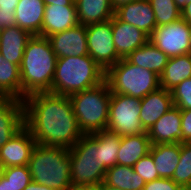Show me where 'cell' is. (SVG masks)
I'll use <instances>...</instances> for the list:
<instances>
[{"label": "cell", "instance_id": "31", "mask_svg": "<svg viewBox=\"0 0 191 190\" xmlns=\"http://www.w3.org/2000/svg\"><path fill=\"white\" fill-rule=\"evenodd\" d=\"M2 175L11 183L13 190H24L32 181L28 165L3 168Z\"/></svg>", "mask_w": 191, "mask_h": 190}, {"label": "cell", "instance_id": "18", "mask_svg": "<svg viewBox=\"0 0 191 190\" xmlns=\"http://www.w3.org/2000/svg\"><path fill=\"white\" fill-rule=\"evenodd\" d=\"M181 110L173 106L147 131L152 145L182 143Z\"/></svg>", "mask_w": 191, "mask_h": 190}, {"label": "cell", "instance_id": "27", "mask_svg": "<svg viewBox=\"0 0 191 190\" xmlns=\"http://www.w3.org/2000/svg\"><path fill=\"white\" fill-rule=\"evenodd\" d=\"M0 97L21 100V75L19 65L4 59L0 54Z\"/></svg>", "mask_w": 191, "mask_h": 190}, {"label": "cell", "instance_id": "24", "mask_svg": "<svg viewBox=\"0 0 191 190\" xmlns=\"http://www.w3.org/2000/svg\"><path fill=\"white\" fill-rule=\"evenodd\" d=\"M125 59L131 64L146 68L160 76L169 57L151 41H148L140 48L135 49Z\"/></svg>", "mask_w": 191, "mask_h": 190}, {"label": "cell", "instance_id": "29", "mask_svg": "<svg viewBox=\"0 0 191 190\" xmlns=\"http://www.w3.org/2000/svg\"><path fill=\"white\" fill-rule=\"evenodd\" d=\"M171 179L183 189H191V142L181 143L180 161Z\"/></svg>", "mask_w": 191, "mask_h": 190}, {"label": "cell", "instance_id": "1", "mask_svg": "<svg viewBox=\"0 0 191 190\" xmlns=\"http://www.w3.org/2000/svg\"><path fill=\"white\" fill-rule=\"evenodd\" d=\"M24 127L37 144L72 148L83 136L68 96L51 92L23 100Z\"/></svg>", "mask_w": 191, "mask_h": 190}, {"label": "cell", "instance_id": "30", "mask_svg": "<svg viewBox=\"0 0 191 190\" xmlns=\"http://www.w3.org/2000/svg\"><path fill=\"white\" fill-rule=\"evenodd\" d=\"M155 14L157 26L175 22L181 18V11L174 0H149Z\"/></svg>", "mask_w": 191, "mask_h": 190}, {"label": "cell", "instance_id": "41", "mask_svg": "<svg viewBox=\"0 0 191 190\" xmlns=\"http://www.w3.org/2000/svg\"><path fill=\"white\" fill-rule=\"evenodd\" d=\"M45 5H56L58 3H64V4H75V0H43Z\"/></svg>", "mask_w": 191, "mask_h": 190}, {"label": "cell", "instance_id": "12", "mask_svg": "<svg viewBox=\"0 0 191 190\" xmlns=\"http://www.w3.org/2000/svg\"><path fill=\"white\" fill-rule=\"evenodd\" d=\"M57 58L88 55L86 26L78 24L47 37Z\"/></svg>", "mask_w": 191, "mask_h": 190}, {"label": "cell", "instance_id": "5", "mask_svg": "<svg viewBox=\"0 0 191 190\" xmlns=\"http://www.w3.org/2000/svg\"><path fill=\"white\" fill-rule=\"evenodd\" d=\"M68 97L83 135L100 132L107 128L111 92L106 81Z\"/></svg>", "mask_w": 191, "mask_h": 190}, {"label": "cell", "instance_id": "40", "mask_svg": "<svg viewBox=\"0 0 191 190\" xmlns=\"http://www.w3.org/2000/svg\"><path fill=\"white\" fill-rule=\"evenodd\" d=\"M0 190H13L11 183L3 175L0 178Z\"/></svg>", "mask_w": 191, "mask_h": 190}, {"label": "cell", "instance_id": "28", "mask_svg": "<svg viewBox=\"0 0 191 190\" xmlns=\"http://www.w3.org/2000/svg\"><path fill=\"white\" fill-rule=\"evenodd\" d=\"M97 137V147L100 149L101 165L107 170L117 164V156L121 136L108 129L93 133Z\"/></svg>", "mask_w": 191, "mask_h": 190}, {"label": "cell", "instance_id": "21", "mask_svg": "<svg viewBox=\"0 0 191 190\" xmlns=\"http://www.w3.org/2000/svg\"><path fill=\"white\" fill-rule=\"evenodd\" d=\"M151 145L147 132L122 136L117 164L133 167L143 156L150 152Z\"/></svg>", "mask_w": 191, "mask_h": 190}, {"label": "cell", "instance_id": "19", "mask_svg": "<svg viewBox=\"0 0 191 190\" xmlns=\"http://www.w3.org/2000/svg\"><path fill=\"white\" fill-rule=\"evenodd\" d=\"M32 35L18 25L1 30L0 54L9 62L21 64L26 44Z\"/></svg>", "mask_w": 191, "mask_h": 190}, {"label": "cell", "instance_id": "16", "mask_svg": "<svg viewBox=\"0 0 191 190\" xmlns=\"http://www.w3.org/2000/svg\"><path fill=\"white\" fill-rule=\"evenodd\" d=\"M140 106V122L147 132L174 105L171 92L160 87L142 98Z\"/></svg>", "mask_w": 191, "mask_h": 190}, {"label": "cell", "instance_id": "44", "mask_svg": "<svg viewBox=\"0 0 191 190\" xmlns=\"http://www.w3.org/2000/svg\"><path fill=\"white\" fill-rule=\"evenodd\" d=\"M99 190H120L118 188H114L111 186L106 185L104 182L100 184Z\"/></svg>", "mask_w": 191, "mask_h": 190}, {"label": "cell", "instance_id": "36", "mask_svg": "<svg viewBox=\"0 0 191 190\" xmlns=\"http://www.w3.org/2000/svg\"><path fill=\"white\" fill-rule=\"evenodd\" d=\"M182 143L191 142V109L181 110Z\"/></svg>", "mask_w": 191, "mask_h": 190}, {"label": "cell", "instance_id": "34", "mask_svg": "<svg viewBox=\"0 0 191 190\" xmlns=\"http://www.w3.org/2000/svg\"><path fill=\"white\" fill-rule=\"evenodd\" d=\"M19 0H0V30L16 25L15 10Z\"/></svg>", "mask_w": 191, "mask_h": 190}, {"label": "cell", "instance_id": "14", "mask_svg": "<svg viewBox=\"0 0 191 190\" xmlns=\"http://www.w3.org/2000/svg\"><path fill=\"white\" fill-rule=\"evenodd\" d=\"M115 15L123 22L137 27L149 37L157 27L155 14L149 0H136L115 9Z\"/></svg>", "mask_w": 191, "mask_h": 190}, {"label": "cell", "instance_id": "38", "mask_svg": "<svg viewBox=\"0 0 191 190\" xmlns=\"http://www.w3.org/2000/svg\"><path fill=\"white\" fill-rule=\"evenodd\" d=\"M24 190H55V189L49 188L45 185L38 184L37 182L32 180Z\"/></svg>", "mask_w": 191, "mask_h": 190}, {"label": "cell", "instance_id": "43", "mask_svg": "<svg viewBox=\"0 0 191 190\" xmlns=\"http://www.w3.org/2000/svg\"><path fill=\"white\" fill-rule=\"evenodd\" d=\"M177 7L180 9V11L183 10V8L186 6L187 3L191 2V0H174Z\"/></svg>", "mask_w": 191, "mask_h": 190}, {"label": "cell", "instance_id": "15", "mask_svg": "<svg viewBox=\"0 0 191 190\" xmlns=\"http://www.w3.org/2000/svg\"><path fill=\"white\" fill-rule=\"evenodd\" d=\"M111 26L114 45L121 58H126L149 41L150 37L145 32L121 21L116 15L111 19Z\"/></svg>", "mask_w": 191, "mask_h": 190}, {"label": "cell", "instance_id": "17", "mask_svg": "<svg viewBox=\"0 0 191 190\" xmlns=\"http://www.w3.org/2000/svg\"><path fill=\"white\" fill-rule=\"evenodd\" d=\"M23 126V100L0 97V148Z\"/></svg>", "mask_w": 191, "mask_h": 190}, {"label": "cell", "instance_id": "35", "mask_svg": "<svg viewBox=\"0 0 191 190\" xmlns=\"http://www.w3.org/2000/svg\"><path fill=\"white\" fill-rule=\"evenodd\" d=\"M143 190H184L180 185L176 184L172 179L159 178L152 182H147Z\"/></svg>", "mask_w": 191, "mask_h": 190}, {"label": "cell", "instance_id": "23", "mask_svg": "<svg viewBox=\"0 0 191 190\" xmlns=\"http://www.w3.org/2000/svg\"><path fill=\"white\" fill-rule=\"evenodd\" d=\"M160 178L173 177L181 154V143L151 145L150 152Z\"/></svg>", "mask_w": 191, "mask_h": 190}, {"label": "cell", "instance_id": "13", "mask_svg": "<svg viewBox=\"0 0 191 190\" xmlns=\"http://www.w3.org/2000/svg\"><path fill=\"white\" fill-rule=\"evenodd\" d=\"M79 24L76 4L45 5L42 36L48 37Z\"/></svg>", "mask_w": 191, "mask_h": 190}, {"label": "cell", "instance_id": "22", "mask_svg": "<svg viewBox=\"0 0 191 190\" xmlns=\"http://www.w3.org/2000/svg\"><path fill=\"white\" fill-rule=\"evenodd\" d=\"M79 24L106 22L115 16L111 0H75Z\"/></svg>", "mask_w": 191, "mask_h": 190}, {"label": "cell", "instance_id": "42", "mask_svg": "<svg viewBox=\"0 0 191 190\" xmlns=\"http://www.w3.org/2000/svg\"><path fill=\"white\" fill-rule=\"evenodd\" d=\"M134 1H136V0H111V4H112L113 8L116 9L123 4L134 2Z\"/></svg>", "mask_w": 191, "mask_h": 190}, {"label": "cell", "instance_id": "6", "mask_svg": "<svg viewBox=\"0 0 191 190\" xmlns=\"http://www.w3.org/2000/svg\"><path fill=\"white\" fill-rule=\"evenodd\" d=\"M105 81L111 93H120L139 99L160 88V76L131 64L121 58L105 71Z\"/></svg>", "mask_w": 191, "mask_h": 190}, {"label": "cell", "instance_id": "9", "mask_svg": "<svg viewBox=\"0 0 191 190\" xmlns=\"http://www.w3.org/2000/svg\"><path fill=\"white\" fill-rule=\"evenodd\" d=\"M169 58L191 53V25L183 18L167 25L157 26L150 38Z\"/></svg>", "mask_w": 191, "mask_h": 190}, {"label": "cell", "instance_id": "45", "mask_svg": "<svg viewBox=\"0 0 191 190\" xmlns=\"http://www.w3.org/2000/svg\"><path fill=\"white\" fill-rule=\"evenodd\" d=\"M2 174H3V167L0 165V178H1Z\"/></svg>", "mask_w": 191, "mask_h": 190}, {"label": "cell", "instance_id": "26", "mask_svg": "<svg viewBox=\"0 0 191 190\" xmlns=\"http://www.w3.org/2000/svg\"><path fill=\"white\" fill-rule=\"evenodd\" d=\"M104 183L120 190H143L146 184L133 167L120 164L107 169Z\"/></svg>", "mask_w": 191, "mask_h": 190}, {"label": "cell", "instance_id": "37", "mask_svg": "<svg viewBox=\"0 0 191 190\" xmlns=\"http://www.w3.org/2000/svg\"><path fill=\"white\" fill-rule=\"evenodd\" d=\"M181 18L185 19L191 25V2L187 3L181 11Z\"/></svg>", "mask_w": 191, "mask_h": 190}, {"label": "cell", "instance_id": "20", "mask_svg": "<svg viewBox=\"0 0 191 190\" xmlns=\"http://www.w3.org/2000/svg\"><path fill=\"white\" fill-rule=\"evenodd\" d=\"M44 11L43 0H19L15 10L16 25L31 35L42 36Z\"/></svg>", "mask_w": 191, "mask_h": 190}, {"label": "cell", "instance_id": "33", "mask_svg": "<svg viewBox=\"0 0 191 190\" xmlns=\"http://www.w3.org/2000/svg\"><path fill=\"white\" fill-rule=\"evenodd\" d=\"M133 170L139 174L143 180L147 182H152L159 179L158 171L154 165L152 155L148 153L143 156L134 166Z\"/></svg>", "mask_w": 191, "mask_h": 190}, {"label": "cell", "instance_id": "4", "mask_svg": "<svg viewBox=\"0 0 191 190\" xmlns=\"http://www.w3.org/2000/svg\"><path fill=\"white\" fill-rule=\"evenodd\" d=\"M32 180L55 190H71L69 148L36 144L28 162Z\"/></svg>", "mask_w": 191, "mask_h": 190}, {"label": "cell", "instance_id": "10", "mask_svg": "<svg viewBox=\"0 0 191 190\" xmlns=\"http://www.w3.org/2000/svg\"><path fill=\"white\" fill-rule=\"evenodd\" d=\"M88 55L105 71L115 65L121 57L117 54L111 19L86 26Z\"/></svg>", "mask_w": 191, "mask_h": 190}, {"label": "cell", "instance_id": "32", "mask_svg": "<svg viewBox=\"0 0 191 190\" xmlns=\"http://www.w3.org/2000/svg\"><path fill=\"white\" fill-rule=\"evenodd\" d=\"M173 105L180 110L191 109V77L170 90Z\"/></svg>", "mask_w": 191, "mask_h": 190}, {"label": "cell", "instance_id": "11", "mask_svg": "<svg viewBox=\"0 0 191 190\" xmlns=\"http://www.w3.org/2000/svg\"><path fill=\"white\" fill-rule=\"evenodd\" d=\"M36 144L31 133L23 126L0 148V165L3 168L28 165Z\"/></svg>", "mask_w": 191, "mask_h": 190}, {"label": "cell", "instance_id": "2", "mask_svg": "<svg viewBox=\"0 0 191 190\" xmlns=\"http://www.w3.org/2000/svg\"><path fill=\"white\" fill-rule=\"evenodd\" d=\"M57 56L47 37L32 35L20 64L21 100L39 92H51Z\"/></svg>", "mask_w": 191, "mask_h": 190}, {"label": "cell", "instance_id": "39", "mask_svg": "<svg viewBox=\"0 0 191 190\" xmlns=\"http://www.w3.org/2000/svg\"><path fill=\"white\" fill-rule=\"evenodd\" d=\"M100 184L82 185L72 187L71 190H99Z\"/></svg>", "mask_w": 191, "mask_h": 190}, {"label": "cell", "instance_id": "8", "mask_svg": "<svg viewBox=\"0 0 191 190\" xmlns=\"http://www.w3.org/2000/svg\"><path fill=\"white\" fill-rule=\"evenodd\" d=\"M141 99L120 94L111 93L109 104L108 130L119 136L136 135L145 133L140 122Z\"/></svg>", "mask_w": 191, "mask_h": 190}, {"label": "cell", "instance_id": "25", "mask_svg": "<svg viewBox=\"0 0 191 190\" xmlns=\"http://www.w3.org/2000/svg\"><path fill=\"white\" fill-rule=\"evenodd\" d=\"M191 77V53L171 57L160 75V87L173 89L182 81Z\"/></svg>", "mask_w": 191, "mask_h": 190}, {"label": "cell", "instance_id": "7", "mask_svg": "<svg viewBox=\"0 0 191 190\" xmlns=\"http://www.w3.org/2000/svg\"><path fill=\"white\" fill-rule=\"evenodd\" d=\"M69 157L72 187L104 182L107 170L101 165L100 149L94 134L83 135L69 149Z\"/></svg>", "mask_w": 191, "mask_h": 190}, {"label": "cell", "instance_id": "3", "mask_svg": "<svg viewBox=\"0 0 191 190\" xmlns=\"http://www.w3.org/2000/svg\"><path fill=\"white\" fill-rule=\"evenodd\" d=\"M105 81V70L89 55L57 58L51 93L69 96Z\"/></svg>", "mask_w": 191, "mask_h": 190}]
</instances>
